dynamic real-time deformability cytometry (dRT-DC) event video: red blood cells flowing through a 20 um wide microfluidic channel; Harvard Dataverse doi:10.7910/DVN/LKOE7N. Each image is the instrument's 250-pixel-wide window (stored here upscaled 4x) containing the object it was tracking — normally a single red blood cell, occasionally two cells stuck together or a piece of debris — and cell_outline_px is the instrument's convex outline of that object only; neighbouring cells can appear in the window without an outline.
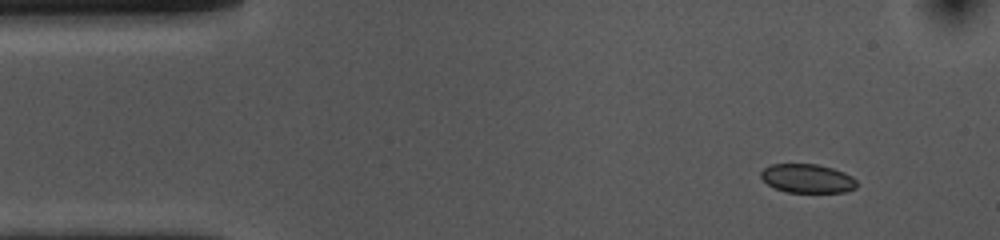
{"species": "common noctule bat (a hibernating species)", "species_latin": "Nyctalus noctula", "temperature_condition": "cold", "stored_images_in_passage": 50, "camera_frame_rate_fps": 3000, "um_per_image_px": 0.085, "animal": {"sex": "female", "body_mass_g": 10.0, "forearm_length_mm": 53.1}, "frame": {"image": 1, "passage_image": 1, "time_ms": 0.0, "image_size_px": [1000, 240], "cell_outline_px": [[856, 188], [844, 192], [788, 192], [776, 188], [768, 184], [760, 176], [760, 172], [764, 168], [772, 164], [816, 164], [832, 168], [844, 172], [852, 176], [856, 180]], "centroid_in_image_um": [68.63, 15.16], "position_along_channel_um": 16.4, "area_um2": 16.01}}
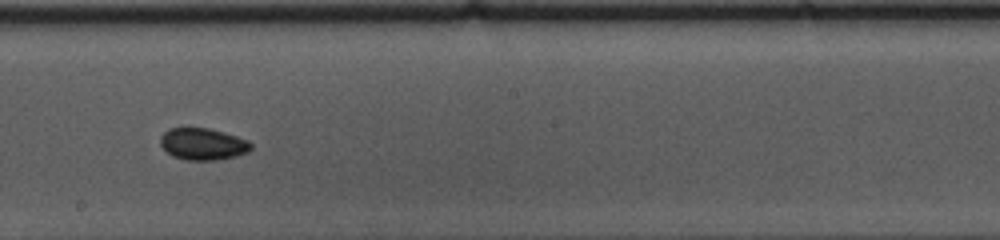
{"frame": {"image": 2, "passage_image": 25, "time_ms": 8.0, "image_size_px": [1000, 240], "cell_outline_px": [[252, 148], [248, 152], [236, 156], [216, 160], [184, 160], [172, 156], [160, 144], [160, 136], [168, 128], [208, 128], [224, 132], [248, 140], [252, 144]], "centroid_in_image_um": [17.24, 12.24], "position_along_channel_um": 231.0, "area_um2": 16.88}}
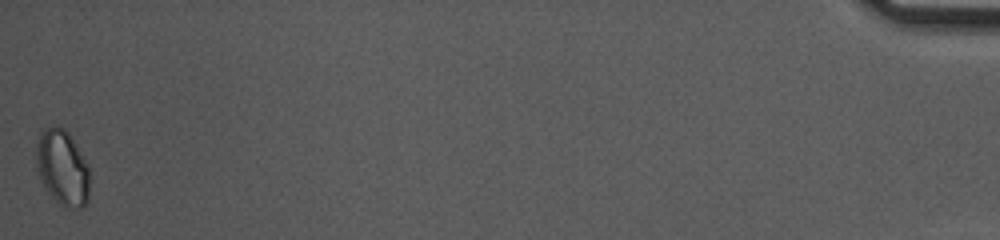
{"frame": {"image": 3, "passage_image": 50, "time_ms": 16.333, "image_size_px": [1000, 240], "cell_outline_px": [[88, 200], [84, 208], [64, 208], [44, 188], [40, 180], [36, 168], [36, 144], [40, 132], [44, 128], [52, 124], [60, 124], [68, 132], [88, 164]], "centroid_in_image_um": [5.28, 14.22], "position_along_channel_um": 429.9, "area_um2": 23.93}, "authors_computed_cell_mechanics": {"area_um2": 17.1666, "velocity_mm_per_s": 3.6257, "shape_relaxation_time_tau1_ms": 2.0643, "shape_relaxation_time_tau2_ms": null, "deformation_change_tau1": 0.0418, "deformation_change_tau2": null}}